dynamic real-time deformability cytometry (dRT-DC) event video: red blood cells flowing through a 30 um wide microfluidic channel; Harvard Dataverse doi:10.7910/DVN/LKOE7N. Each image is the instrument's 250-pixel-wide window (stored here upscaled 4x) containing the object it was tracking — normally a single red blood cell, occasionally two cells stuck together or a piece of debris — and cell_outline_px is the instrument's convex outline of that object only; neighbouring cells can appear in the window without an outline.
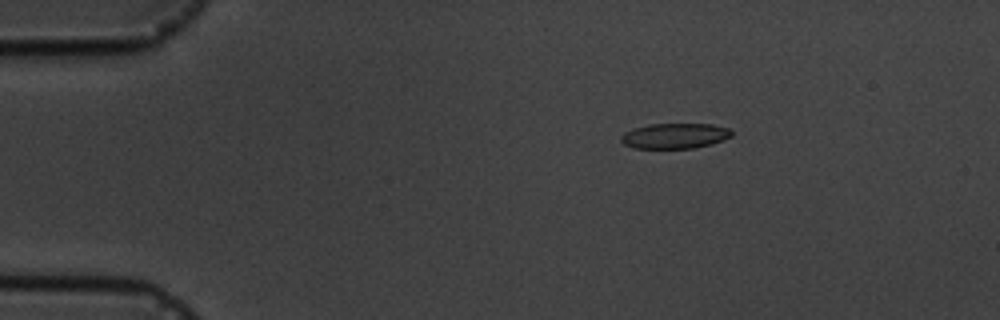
{"species": "common noctule bat (a hibernating species)", "species_latin": "Nyctalus noctula", "temperature_condition": "cold", "stored_images_in_passage": 4, "camera_frame_rate_fps": 3000, "um_per_image_px": 0.085, "animal": {"sex": "male", "body_mass_g": 19.5, "forearm_length_mm": 54.6}, "frame": {"image": 1, "passage_image": 2, "time_ms": 1.333, "image_size_px": [1000, 320], "cell_outline_px": [[732, 136], [724, 140], [712, 144], [692, 148], [632, 148], [624, 144], [620, 140], [620, 136], [624, 132], [648, 124], [712, 124], [728, 128], [732, 132]], "centroid_in_image_um": [57.36, 11.55], "position_along_channel_um": 27.6, "area_um2": 16.36}}
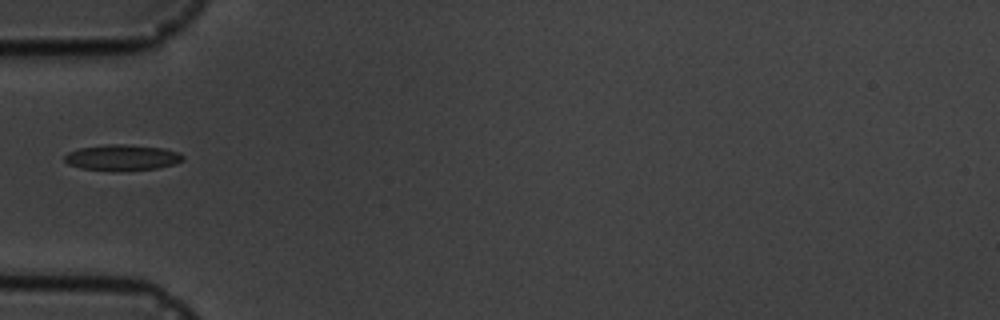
{"frame": {"image": 2, "passage_image": 4, "time_ms": 4.333, "image_size_px": [1000, 320], "cell_outline_px": [[184, 160], [172, 164], [156, 168], [112, 172], [80, 168], [68, 164], [64, 160], [64, 156], [68, 152], [80, 148], [104, 144], [128, 144], [164, 148], [180, 152], [184, 156]], "centroid_in_image_um": [10.36, 13.39], "position_along_channel_um": 74.6, "area_um2": 18.15}}